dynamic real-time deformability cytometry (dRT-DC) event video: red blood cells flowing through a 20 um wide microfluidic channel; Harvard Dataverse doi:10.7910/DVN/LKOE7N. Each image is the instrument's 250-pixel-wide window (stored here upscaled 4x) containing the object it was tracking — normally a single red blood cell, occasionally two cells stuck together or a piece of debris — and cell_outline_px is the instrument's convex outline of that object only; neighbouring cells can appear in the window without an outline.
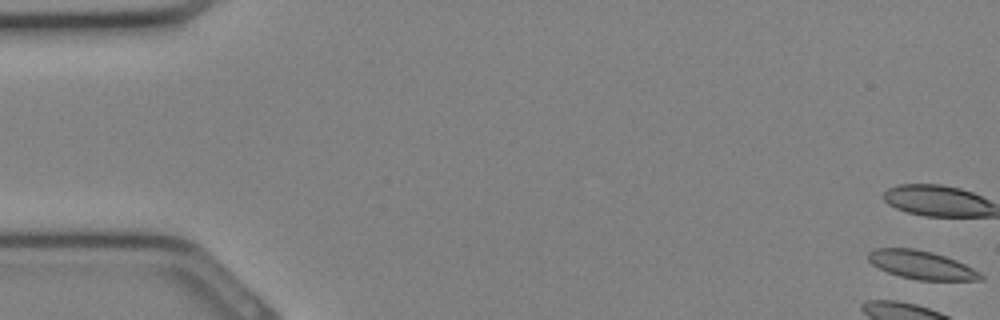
{"species": "Egyptian fruit bat (a non-hibernating species)", "species_latin": "Rousettus aegyptiacus", "temperature_condition": "cold", "stored_images_in_passage": 13, "camera_frame_rate_fps": 3000, "um_per_image_px": 0.085, "animal": {"sex": "female"}, "frame": {"image": 1, "passage_image": 1, "time_ms": 0.0, "image_size_px": [1000, 320], "cell_outline_px": [[984, 280], [916, 280], [900, 276], [888, 272], [872, 264], [868, 260], [868, 252], [876, 248], [916, 248], [932, 252], [956, 260], [980, 272], [984, 276]], "centroid_in_image_um": [78.33, 22.52], "position_along_channel_um": 6.7, "area_um2": 18.55}}